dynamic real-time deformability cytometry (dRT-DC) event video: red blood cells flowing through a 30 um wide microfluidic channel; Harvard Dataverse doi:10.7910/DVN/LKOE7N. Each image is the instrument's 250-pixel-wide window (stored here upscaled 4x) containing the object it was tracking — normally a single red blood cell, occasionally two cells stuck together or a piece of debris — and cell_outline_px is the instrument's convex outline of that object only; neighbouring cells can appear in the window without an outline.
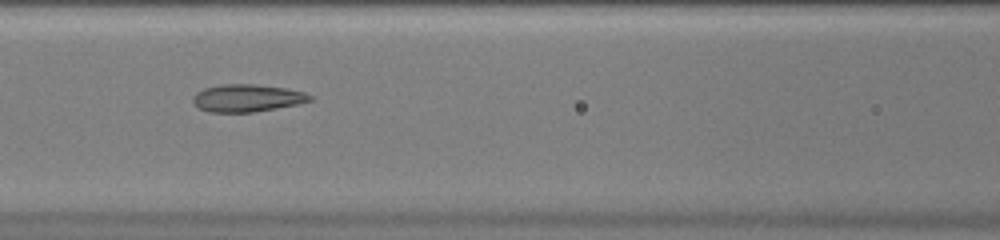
{"species": "common noctule bat (a hibernating species)", "species_latin": "Nyctalus noctula", "temperature_condition": "warm", "stored_images_in_passage": 51, "camera_frame_rate_fps": 3000, "um_per_image_px": 0.085, "animal": {"sex": "female", "body_mass_g": 20.0, "forearm_length_mm": 54.0}, "frame": {"image": 1, "passage_image": 23, "time_ms": 7.333, "image_size_px": [1000, 240], "cell_outline_px": [[312, 100], [296, 104], [276, 108], [252, 112], [208, 112], [200, 108], [192, 100], [192, 96], [196, 92], [204, 88], [220, 84], [252, 84], [288, 88], [304, 92], [312, 96]], "centroid_in_image_um": [20.98, 8.32], "position_along_channel_um": 145.6, "area_um2": 18.67}}
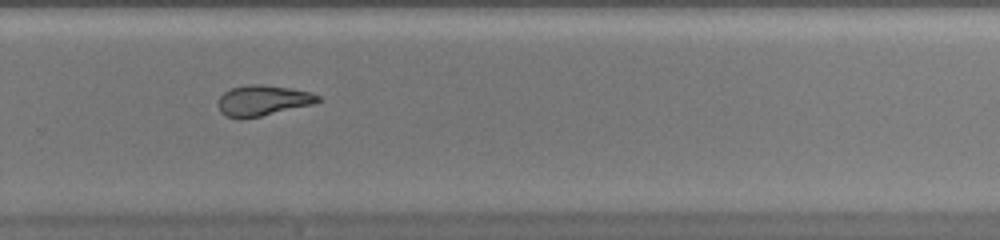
{"frame": {"image": 2, "passage_image": 35, "time_ms": 11.333, "image_size_px": [1000, 240], "cell_outline_px": [[320, 100], [316, 104], [260, 116], [228, 116], [220, 112], [216, 104], [220, 96], [224, 92], [232, 88], [248, 84], [260, 84], [288, 88], [308, 92], [320, 96]], "centroid_in_image_um": [22.35, 8.52], "position_along_channel_um": 307.5, "area_um2": 17.4}}
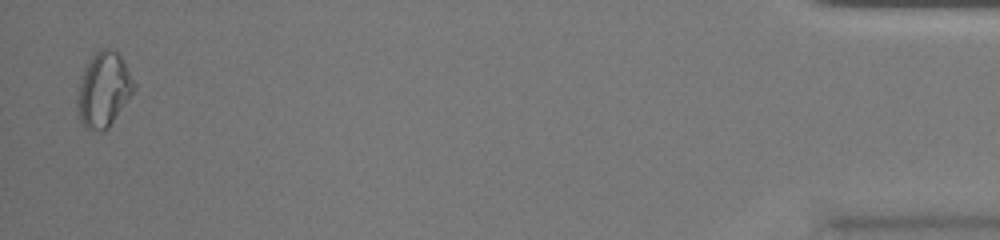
{"frame": {"image": 3, "passage_image": 50, "time_ms": 16.333, "image_size_px": [1000, 240], "cell_outline_px": [[136, 88], [108, 128], [104, 132], [100, 132], [88, 128], [80, 120], [76, 108], [76, 100], [80, 76], [88, 60], [100, 48], [108, 48], [116, 52], [120, 56], [136, 84]], "centroid_in_image_um": [8.78, 7.62], "position_along_channel_um": 426.4, "area_um2": 24.68}, "authors_computed_cell_mechanics": {"area_um2": 21.2126, "velocity_mm_per_s": 4.0597, "shape_relaxation_time_tau1_ms": null, "shape_relaxation_time_tau2_ms": 2.2157, "deformation_change_tau1": null, "deformation_change_tau2": 0.0796}}